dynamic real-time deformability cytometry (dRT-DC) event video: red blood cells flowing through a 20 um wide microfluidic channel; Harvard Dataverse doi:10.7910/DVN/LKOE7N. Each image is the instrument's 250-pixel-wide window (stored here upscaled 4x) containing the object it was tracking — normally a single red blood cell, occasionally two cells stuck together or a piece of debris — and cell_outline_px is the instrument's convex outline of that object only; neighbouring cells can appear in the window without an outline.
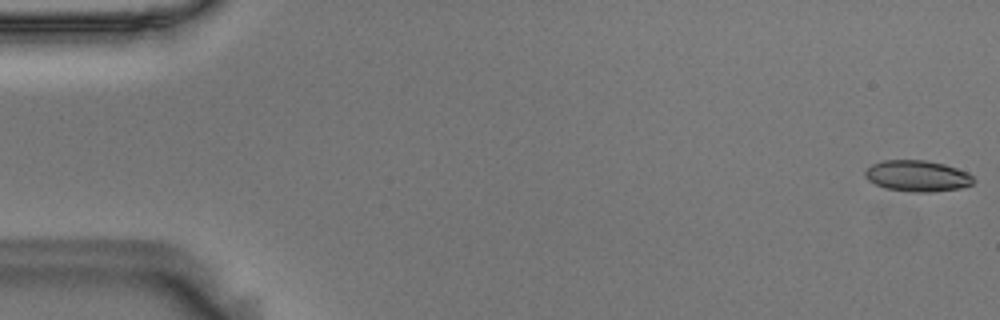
{"species": "Egyptian fruit bat (a non-hibernating species)", "species_latin": "Rousettus aegyptiacus", "temperature_condition": "room temperature", "stored_images_in_passage": 57, "camera_frame_rate_fps": 3000, "um_per_image_px": 0.085, "animal": {"sex": "male"}, "frame": {"image": 1, "passage_image": 1, "time_ms": 0.0, "image_size_px": [1000, 320], "cell_outline_px": [[976, 180], [972, 184], [960, 188], [932, 192], [912, 192], [884, 188], [868, 180], [864, 176], [864, 172], [872, 164], [884, 160], [924, 160], [944, 164], [968, 172]], "centroid_in_image_um": [77.98, 14.96], "position_along_channel_um": 7.0, "area_um2": 19.71}}
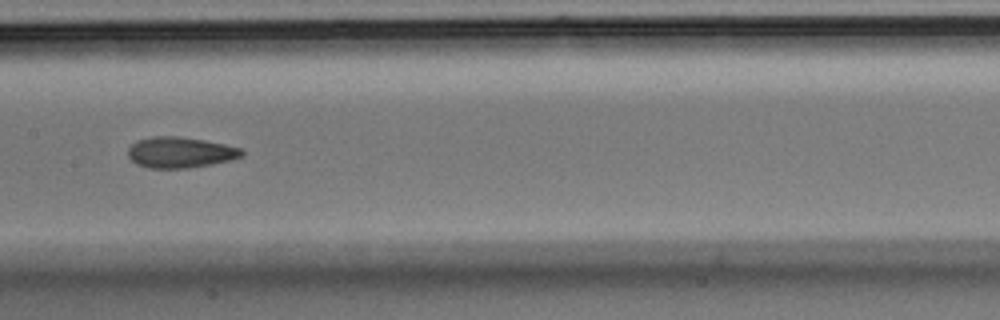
{"frame": {"image": 2, "passage_image": 28, "time_ms": 9.0, "image_size_px": [1000, 320], "cell_outline_px": [[244, 156], [232, 160], [212, 164], [188, 168], [148, 168], [136, 164], [128, 156], [128, 148], [136, 140], [152, 136], [176, 136], [204, 140], [244, 148]], "centroid_in_image_um": [15.34, 12.95], "position_along_channel_um": 192.1, "area_um2": 20.69}}
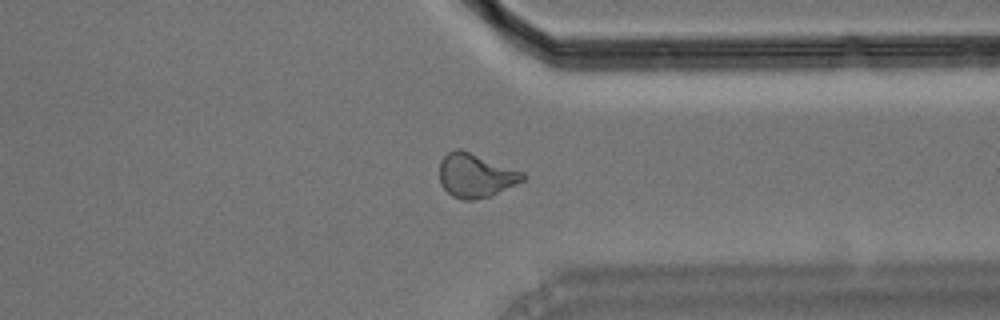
{"frame": {"image": 3, "passage_image": 43, "time_ms": 14.0, "image_size_px": [1000, 320], "cell_outline_px": [[528, 176], [524, 180], [492, 196], [476, 200], [460, 200], [452, 196], [440, 184], [440, 160], [448, 152], [456, 148], [460, 148], [524, 172]], "centroid_in_image_um": [40.43, 14.92], "position_along_channel_um": 371.0, "area_um2": 21.56}, "authors_computed_cell_mechanics": {"area_um2": 20.2878, "velocity_mm_per_s": 3.6128, "shape_relaxation_time_tau1_ms": null, "shape_relaxation_time_tau2_ms": 2.8949, "deformation_change_tau1": null, "deformation_change_tau2": 0.0909}}